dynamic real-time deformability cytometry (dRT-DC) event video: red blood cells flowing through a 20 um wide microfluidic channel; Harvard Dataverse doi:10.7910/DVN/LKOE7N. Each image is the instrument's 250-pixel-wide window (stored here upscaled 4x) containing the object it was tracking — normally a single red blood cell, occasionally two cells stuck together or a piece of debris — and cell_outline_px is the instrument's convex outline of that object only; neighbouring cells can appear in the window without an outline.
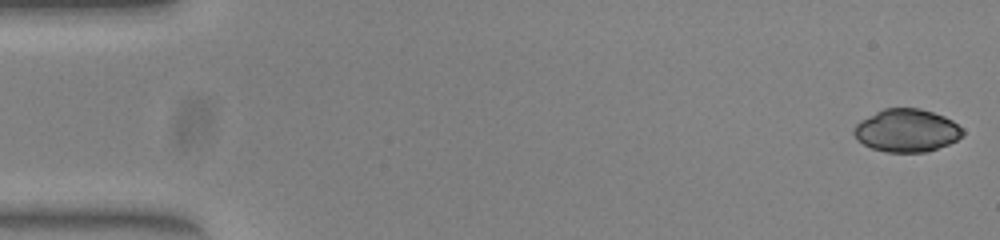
{"species": "common noctule bat (a hibernating species)", "species_latin": "Nyctalus noctula", "temperature_condition": "warm", "stored_images_in_passage": 51, "camera_frame_rate_fps": 3000, "um_per_image_px": 0.085, "animal": {"sex": "female", "body_mass_g": 23.0, "forearm_length_mm": 53.4}, "frame": {"image": 1, "passage_image": 1, "time_ms": 0.0, "image_size_px": [1000, 240], "cell_outline_px": [[964, 132], [956, 140], [948, 144], [924, 152], [884, 152], [872, 148], [864, 144], [852, 132], [856, 124], [876, 112], [884, 108], [920, 108], [944, 116], [952, 120]], "centroid_in_image_um": [77.06, 11.09], "position_along_channel_um": 7.9, "area_um2": 26.7}}
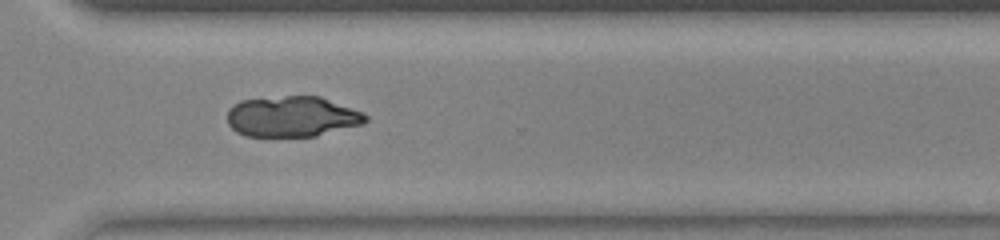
{"frame": {"image": 2, "passage_image": 37, "time_ms": 12.0, "image_size_px": [1000, 240], "cell_outline_px": [[368, 120], [364, 124], [316, 136], [244, 136], [236, 132], [228, 124], [228, 108], [232, 104], [240, 100], [284, 96], [320, 96], [364, 112], [368, 116]], "centroid_in_image_um": [24.84, 9.9], "position_along_channel_um": 345.8, "area_um2": 33.06}}
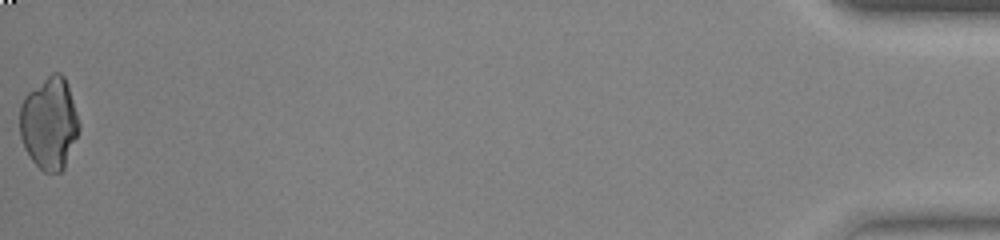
{"frame": {"image": 3, "passage_image": 51, "time_ms": 16.667, "image_size_px": [1000, 240], "cell_outline_px": [[80, 128], [64, 168], [60, 172], [44, 172], [32, 160], [24, 148], [20, 136], [20, 104], [24, 96], [28, 92], [52, 72], [60, 72], [64, 76], [68, 84], [80, 124]], "centroid_in_image_um": [4.18, 10.46], "position_along_channel_um": 431.0, "area_um2": 31.85}}